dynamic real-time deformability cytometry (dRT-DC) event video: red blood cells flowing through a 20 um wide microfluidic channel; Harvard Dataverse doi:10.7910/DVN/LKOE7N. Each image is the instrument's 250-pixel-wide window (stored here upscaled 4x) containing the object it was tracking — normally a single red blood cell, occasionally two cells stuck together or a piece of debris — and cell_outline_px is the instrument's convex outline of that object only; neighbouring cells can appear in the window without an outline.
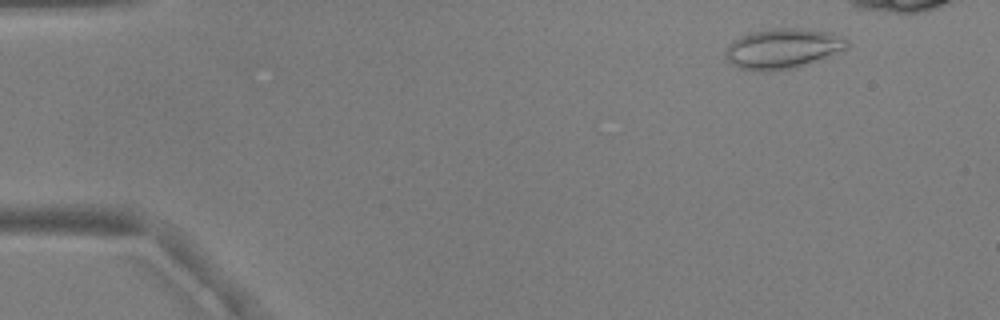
{"species": "common noctule bat (a hibernating species)", "species_latin": "Nyctalus noctula", "temperature_condition": "warm", "stored_images_in_passage": 46, "camera_frame_rate_fps": 3000, "um_per_image_px": 0.085, "animal": {"sex": "male", "body_mass_g": 17.9, "forearm_length_mm": 54.2}, "frame": {"image": 1, "passage_image": 6, "time_ms": 1.667, "image_size_px": [1000, 320], "cell_outline_px": [[848, 48], [796, 68], [768, 72], [756, 72], [740, 68], [728, 64], [724, 56], [728, 44], [732, 40], [740, 36], [752, 32], [772, 28], [796, 28], [832, 32], [844, 36], [848, 40]], "centroid_in_image_um": [66.49, 4.14], "position_along_channel_um": 18.5, "area_um2": 28.9}}
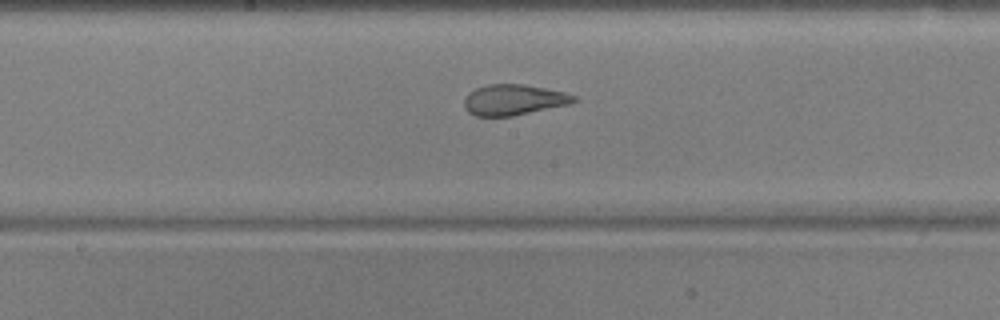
{"frame": {"image": 2, "passage_image": 29, "time_ms": 9.333, "image_size_px": [1000, 320], "cell_outline_px": [[580, 100], [572, 104], [512, 116], [476, 116], [468, 112], [464, 108], [464, 100], [468, 92], [476, 88], [488, 84], [524, 84], [564, 92], [576, 96]], "centroid_in_image_um": [43.69, 8.49], "position_along_channel_um": 204.5, "area_um2": 19.83}}
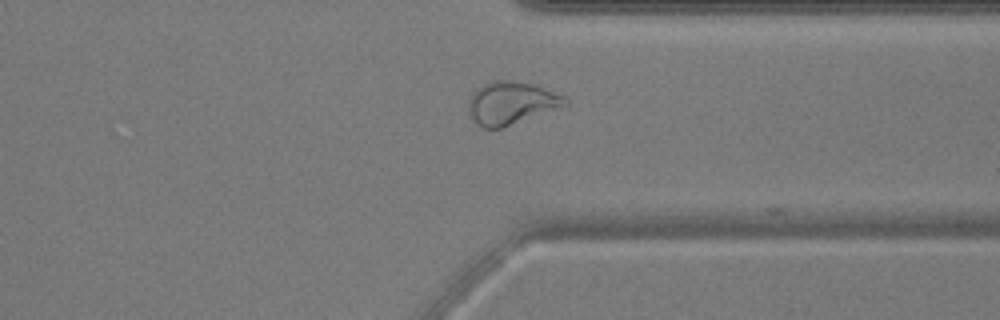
{"frame": {"image": 3, "passage_image": 42, "time_ms": 13.667, "image_size_px": [1000, 320], "cell_outline_px": [[568, 108], [504, 128], [484, 128], [476, 124], [468, 112], [468, 100], [472, 92], [476, 88], [484, 84], [496, 80], [508, 80], [532, 84], [564, 96], [568, 100]], "centroid_in_image_um": [43.51, 8.8], "position_along_channel_um": 367.9, "area_um2": 24.91}}